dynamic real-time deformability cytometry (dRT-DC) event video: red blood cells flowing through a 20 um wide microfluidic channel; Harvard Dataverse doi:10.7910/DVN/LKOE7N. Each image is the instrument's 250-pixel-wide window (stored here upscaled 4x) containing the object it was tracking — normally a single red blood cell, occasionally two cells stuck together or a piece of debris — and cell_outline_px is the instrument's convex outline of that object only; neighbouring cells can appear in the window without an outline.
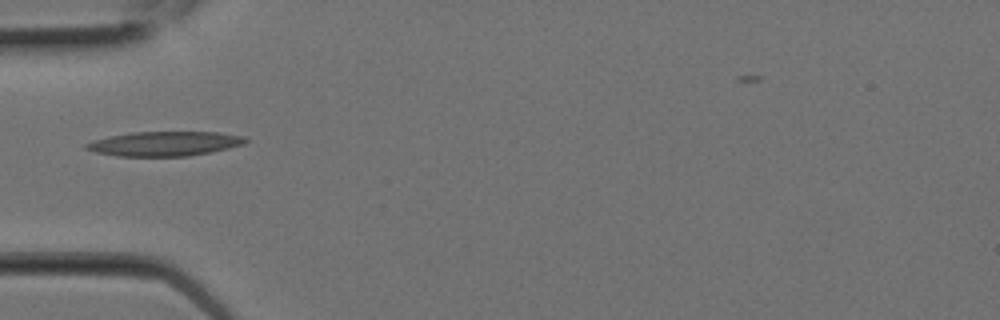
{"species": "Egyptian fruit bat (a non-hibernating species)", "species_latin": "Rousettus aegyptiacus", "temperature_condition": "room temperature", "stored_images_in_passage": 3, "camera_frame_rate_fps": 3000, "um_per_image_px": 0.085, "animal": {"sex": "female"}, "frame": {"image": 1, "passage_image": 1, "time_ms": 0.0, "image_size_px": [1000, 320], "cell_outline_px": [[248, 140], [244, 144], [212, 152], [188, 156], [116, 156], [96, 152], [84, 148], [84, 144], [108, 136], [132, 132], [220, 132], [244, 136]], "centroid_in_image_um": [14.01, 12.21], "position_along_channel_um": 71.0, "area_um2": 22.77}}
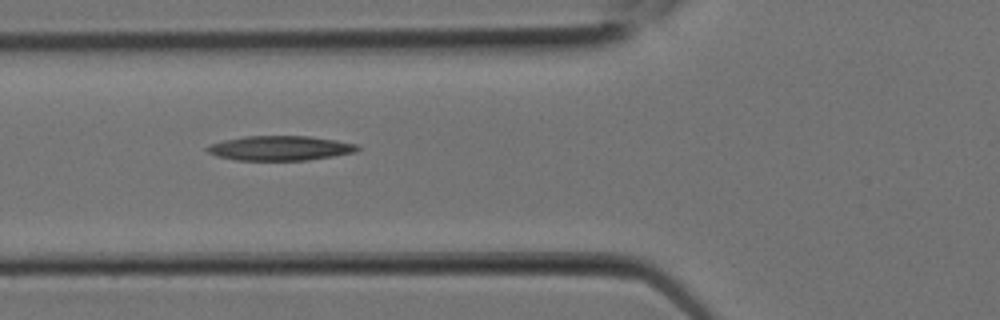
{"frame": {"image": 2, "passage_image": 2, "time_ms": 0.333, "image_size_px": [1000, 320], "cell_outline_px": [[360, 148], [356, 152], [308, 160], [236, 160], [216, 156], [208, 152], [204, 148], [208, 144], [224, 140], [244, 136], [308, 136], [336, 140], [360, 144]], "centroid_in_image_um": [23.8, 12.59], "position_along_channel_um": 102.0, "area_um2": 21.73}}
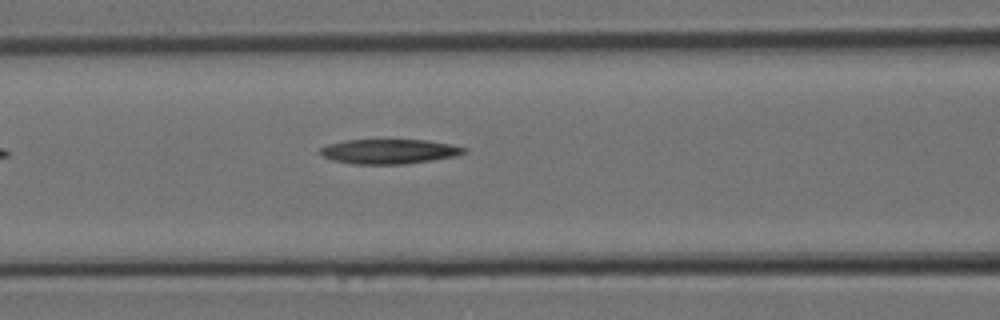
{"frame": {"image": 3, "passage_image": 3, "time_ms": 0.667, "image_size_px": [1000, 320], "cell_outline_px": [[468, 152], [456, 156], [432, 160], [404, 164], [352, 164], [332, 160], [320, 156], [320, 148], [328, 144], [344, 140], [424, 140], [452, 144], [468, 148]], "centroid_in_image_um": [33.08, 12.87], "position_along_channel_um": 133.5, "area_um2": 20.87}}